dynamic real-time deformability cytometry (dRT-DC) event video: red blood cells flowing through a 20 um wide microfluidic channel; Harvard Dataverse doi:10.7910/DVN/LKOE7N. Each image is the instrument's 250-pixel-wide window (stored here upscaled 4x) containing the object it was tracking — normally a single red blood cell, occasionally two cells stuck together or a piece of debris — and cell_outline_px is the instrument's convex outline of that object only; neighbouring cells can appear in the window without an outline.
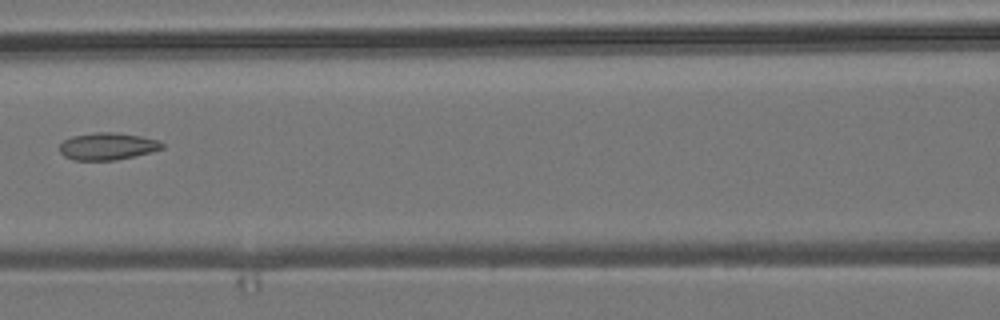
{"species": "common noctule bat (a hibernating species)", "species_latin": "Nyctalus noctula", "temperature_condition": "room temperature", "stored_images_in_passage": 6, "camera_frame_rate_fps": 3000, "um_per_image_px": 0.085, "animal": {"sex": "male", "body_mass_g": 19.2, "forearm_length_mm": 51.8}, "frame": {"image": 1, "passage_image": 5, "time_ms": 5.667, "image_size_px": [1000, 320], "cell_outline_px": [[164, 148], [152, 152], [136, 156], [116, 160], [72, 160], [64, 156], [60, 152], [60, 144], [64, 140], [72, 136], [96, 132], [116, 132], [140, 136], [160, 140], [164, 144]], "centroid_in_image_um": [9.17, 12.44], "position_along_channel_um": 157.4, "area_um2": 16.42}}
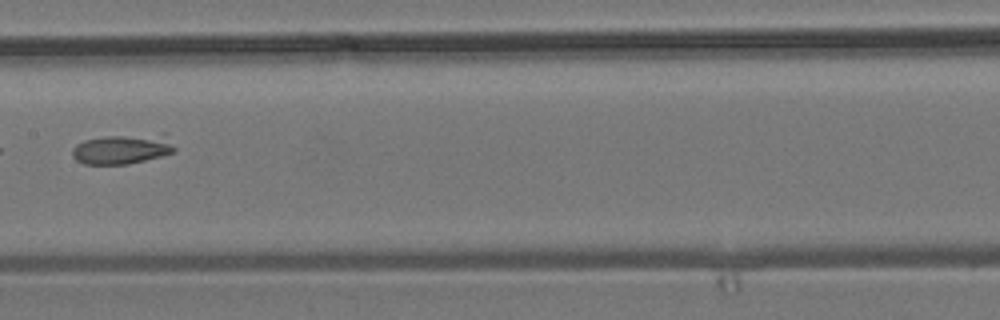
{"frame": {"image": 2, "passage_image": 6, "time_ms": 6.667, "image_size_px": [1000, 320], "cell_outline_px": [[176, 152], [128, 164], [84, 164], [76, 160], [72, 156], [72, 148], [76, 144], [84, 140], [104, 136], [164, 132], [176, 148]], "centroid_in_image_um": [10.44, 12.64], "position_along_channel_um": 197.0, "area_um2": 18.26}}